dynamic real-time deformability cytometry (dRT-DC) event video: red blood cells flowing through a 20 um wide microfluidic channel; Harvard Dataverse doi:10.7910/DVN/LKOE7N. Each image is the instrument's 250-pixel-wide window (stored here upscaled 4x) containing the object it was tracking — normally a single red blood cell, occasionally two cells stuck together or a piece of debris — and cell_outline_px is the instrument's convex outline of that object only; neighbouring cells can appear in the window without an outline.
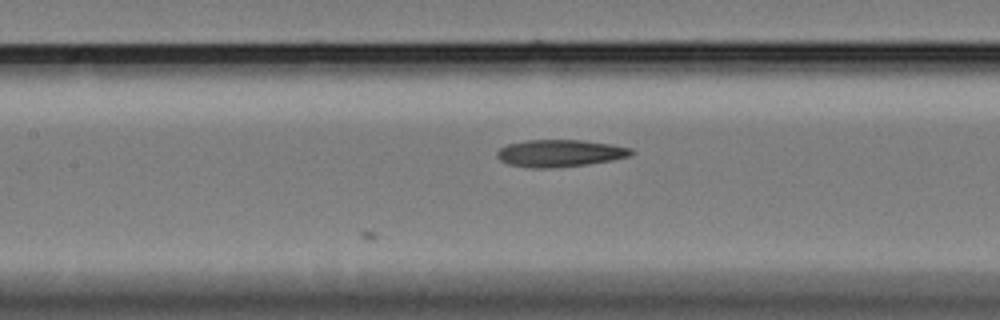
{"species": "Egyptian fruit bat (a non-hibernating species)", "species_latin": "Rousettus aegyptiacus", "temperature_condition": "cold", "stored_images_in_passage": 13, "camera_frame_rate_fps": 3000, "um_per_image_px": 0.085, "animal": {"sex": "female"}, "frame": {"image": 1, "passage_image": 13, "time_ms": 4.0, "image_size_px": [1000, 320], "cell_outline_px": [[636, 152], [632, 156], [612, 160], [588, 164], [556, 168], [532, 168], [508, 164], [500, 160], [496, 156], [496, 152], [500, 148], [508, 144], [528, 140], [584, 140], [612, 144], [632, 148]], "centroid_in_image_um": [47.63, 13.02], "position_along_channel_um": 159.8, "area_um2": 21.5}}